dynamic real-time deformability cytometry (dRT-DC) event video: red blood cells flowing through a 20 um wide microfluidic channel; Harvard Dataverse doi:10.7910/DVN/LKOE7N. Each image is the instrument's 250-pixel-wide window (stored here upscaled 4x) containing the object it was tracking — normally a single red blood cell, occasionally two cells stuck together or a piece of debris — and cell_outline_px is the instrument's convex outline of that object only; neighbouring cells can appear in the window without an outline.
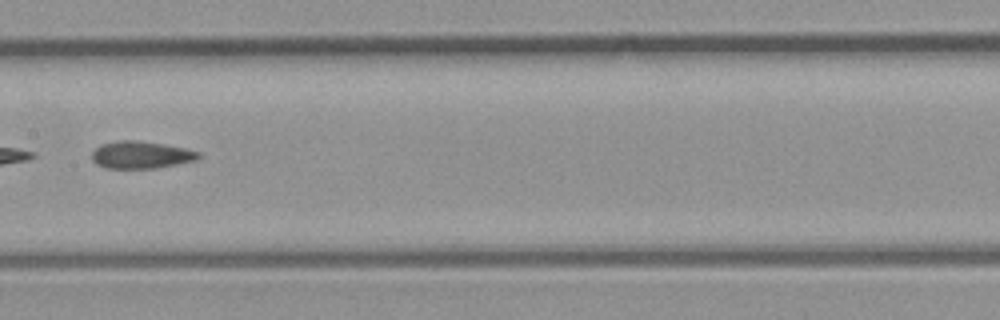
{"species": "common noctule bat (a hibernating species)", "species_latin": "Nyctalus noctula", "temperature_condition": "room temperature", "stored_images_in_passage": 28, "camera_frame_rate_fps": 3000, "um_per_image_px": 0.085, "animal": {"sex": "male", "body_mass_g": 23.1, "forearm_length_mm": 52.7}, "frame": {"image": 1, "passage_image": 9, "time_ms": 2.667, "image_size_px": [1000, 320], "cell_outline_px": [[200, 156], [196, 160], [156, 168], [104, 168], [96, 164], [92, 160], [92, 152], [100, 144], [120, 140], [136, 140], [164, 144], [188, 148], [200, 152]], "centroid_in_image_um": [11.98, 13.16], "position_along_channel_um": 195.4, "area_um2": 17.05}}